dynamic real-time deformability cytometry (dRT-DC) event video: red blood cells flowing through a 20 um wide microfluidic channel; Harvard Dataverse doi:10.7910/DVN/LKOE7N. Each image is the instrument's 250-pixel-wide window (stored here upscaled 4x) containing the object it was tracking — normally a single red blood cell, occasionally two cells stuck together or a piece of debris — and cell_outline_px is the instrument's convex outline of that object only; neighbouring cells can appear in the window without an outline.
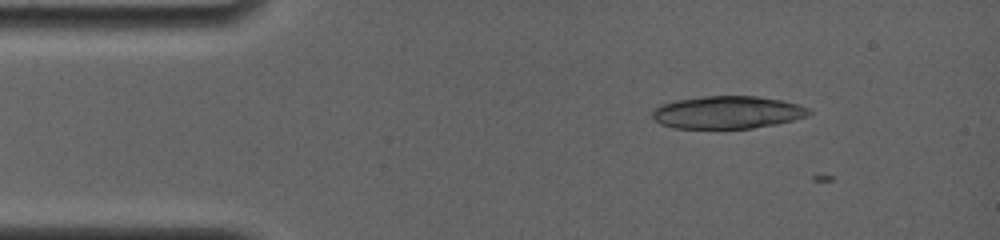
{"species": "common noctule bat (a hibernating species)", "species_latin": "Nyctalus noctula", "temperature_condition": "room temperature", "stored_images_in_passage": 3, "camera_frame_rate_fps": 4000, "um_per_image_px": 0.085, "animal": {"sex": "female", "body_mass_g": 19.0, "forearm_length_mm": 56.7}, "frame": {"image": 1, "passage_image": 1, "time_ms": 0.0, "image_size_px": [1000, 240], "cell_outline_px": [[812, 112], [804, 116], [792, 120], [776, 124], [752, 128], [676, 128], [660, 124], [652, 116], [652, 108], [660, 104], [672, 100], [704, 96], [756, 96], [784, 100], [796, 104]], "centroid_in_image_um": [61.75, 9.54], "position_along_channel_um": 23.3, "area_um2": 29.71}}